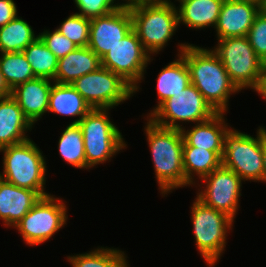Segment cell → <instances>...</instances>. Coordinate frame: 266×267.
Here are the masks:
<instances>
[{
	"mask_svg": "<svg viewBox=\"0 0 266 267\" xmlns=\"http://www.w3.org/2000/svg\"><path fill=\"white\" fill-rule=\"evenodd\" d=\"M180 51L189 68L191 84L217 113H224L230 94L239 90L230 80L219 57L211 50L192 44H181Z\"/></svg>",
	"mask_w": 266,
	"mask_h": 267,
	"instance_id": "1",
	"label": "cell"
},
{
	"mask_svg": "<svg viewBox=\"0 0 266 267\" xmlns=\"http://www.w3.org/2000/svg\"><path fill=\"white\" fill-rule=\"evenodd\" d=\"M145 129L162 193L185 186L182 131L156 125L150 119Z\"/></svg>",
	"mask_w": 266,
	"mask_h": 267,
	"instance_id": "2",
	"label": "cell"
},
{
	"mask_svg": "<svg viewBox=\"0 0 266 267\" xmlns=\"http://www.w3.org/2000/svg\"><path fill=\"white\" fill-rule=\"evenodd\" d=\"M3 151V174L0 178L17 187L36 191L41 197L44 192L46 163L41 151L27 139L24 142L0 149Z\"/></svg>",
	"mask_w": 266,
	"mask_h": 267,
	"instance_id": "3",
	"label": "cell"
},
{
	"mask_svg": "<svg viewBox=\"0 0 266 267\" xmlns=\"http://www.w3.org/2000/svg\"><path fill=\"white\" fill-rule=\"evenodd\" d=\"M212 50L224 65L232 83L238 90L250 87L257 90L266 64L255 54L247 36L218 39Z\"/></svg>",
	"mask_w": 266,
	"mask_h": 267,
	"instance_id": "4",
	"label": "cell"
},
{
	"mask_svg": "<svg viewBox=\"0 0 266 267\" xmlns=\"http://www.w3.org/2000/svg\"><path fill=\"white\" fill-rule=\"evenodd\" d=\"M107 109H91L78 123L82 130L86 168L108 160L124 144L118 128L112 124Z\"/></svg>",
	"mask_w": 266,
	"mask_h": 267,
	"instance_id": "5",
	"label": "cell"
},
{
	"mask_svg": "<svg viewBox=\"0 0 266 267\" xmlns=\"http://www.w3.org/2000/svg\"><path fill=\"white\" fill-rule=\"evenodd\" d=\"M263 128L257 139L230 130L224 137L222 166L235 172L242 180L261 181L263 177Z\"/></svg>",
	"mask_w": 266,
	"mask_h": 267,
	"instance_id": "6",
	"label": "cell"
},
{
	"mask_svg": "<svg viewBox=\"0 0 266 267\" xmlns=\"http://www.w3.org/2000/svg\"><path fill=\"white\" fill-rule=\"evenodd\" d=\"M130 12L132 29L150 54L160 51L179 26L178 11L172 3L141 6Z\"/></svg>",
	"mask_w": 266,
	"mask_h": 267,
	"instance_id": "7",
	"label": "cell"
},
{
	"mask_svg": "<svg viewBox=\"0 0 266 267\" xmlns=\"http://www.w3.org/2000/svg\"><path fill=\"white\" fill-rule=\"evenodd\" d=\"M192 221L198 250L212 267L224 250L227 228H231L233 219L196 198L192 206Z\"/></svg>",
	"mask_w": 266,
	"mask_h": 267,
	"instance_id": "8",
	"label": "cell"
},
{
	"mask_svg": "<svg viewBox=\"0 0 266 267\" xmlns=\"http://www.w3.org/2000/svg\"><path fill=\"white\" fill-rule=\"evenodd\" d=\"M217 112L205 100L197 88L190 84L182 92L168 98L153 110L150 120L156 125L182 130L177 121L198 123L212 118ZM170 120V121H167ZM177 120V121H176Z\"/></svg>",
	"mask_w": 266,
	"mask_h": 267,
	"instance_id": "9",
	"label": "cell"
},
{
	"mask_svg": "<svg viewBox=\"0 0 266 267\" xmlns=\"http://www.w3.org/2000/svg\"><path fill=\"white\" fill-rule=\"evenodd\" d=\"M92 109H110L129 99L134 89L119 75L100 67L71 84Z\"/></svg>",
	"mask_w": 266,
	"mask_h": 267,
	"instance_id": "10",
	"label": "cell"
},
{
	"mask_svg": "<svg viewBox=\"0 0 266 267\" xmlns=\"http://www.w3.org/2000/svg\"><path fill=\"white\" fill-rule=\"evenodd\" d=\"M56 200L51 195L41 197L14 226L27 244L37 245L47 241L66 224V206Z\"/></svg>",
	"mask_w": 266,
	"mask_h": 267,
	"instance_id": "11",
	"label": "cell"
},
{
	"mask_svg": "<svg viewBox=\"0 0 266 267\" xmlns=\"http://www.w3.org/2000/svg\"><path fill=\"white\" fill-rule=\"evenodd\" d=\"M149 60L148 52L132 29L101 58V66L119 75L136 92Z\"/></svg>",
	"mask_w": 266,
	"mask_h": 267,
	"instance_id": "12",
	"label": "cell"
},
{
	"mask_svg": "<svg viewBox=\"0 0 266 267\" xmlns=\"http://www.w3.org/2000/svg\"><path fill=\"white\" fill-rule=\"evenodd\" d=\"M206 182L204 192L198 193L197 199L206 206L227 214L234 219L238 208V198L242 179L232 170L220 166L203 177Z\"/></svg>",
	"mask_w": 266,
	"mask_h": 267,
	"instance_id": "13",
	"label": "cell"
},
{
	"mask_svg": "<svg viewBox=\"0 0 266 267\" xmlns=\"http://www.w3.org/2000/svg\"><path fill=\"white\" fill-rule=\"evenodd\" d=\"M131 30V12L120 7L109 14L90 19L88 47L102 58Z\"/></svg>",
	"mask_w": 266,
	"mask_h": 267,
	"instance_id": "14",
	"label": "cell"
},
{
	"mask_svg": "<svg viewBox=\"0 0 266 267\" xmlns=\"http://www.w3.org/2000/svg\"><path fill=\"white\" fill-rule=\"evenodd\" d=\"M258 13L259 5L254 2L224 0L215 27L218 38L247 36Z\"/></svg>",
	"mask_w": 266,
	"mask_h": 267,
	"instance_id": "15",
	"label": "cell"
},
{
	"mask_svg": "<svg viewBox=\"0 0 266 267\" xmlns=\"http://www.w3.org/2000/svg\"><path fill=\"white\" fill-rule=\"evenodd\" d=\"M50 81L36 77L11 90L12 98L32 125L48 111L49 94L53 85Z\"/></svg>",
	"mask_w": 266,
	"mask_h": 267,
	"instance_id": "16",
	"label": "cell"
},
{
	"mask_svg": "<svg viewBox=\"0 0 266 267\" xmlns=\"http://www.w3.org/2000/svg\"><path fill=\"white\" fill-rule=\"evenodd\" d=\"M33 190L17 187L0 178V218L9 226H15L40 200Z\"/></svg>",
	"mask_w": 266,
	"mask_h": 267,
	"instance_id": "17",
	"label": "cell"
},
{
	"mask_svg": "<svg viewBox=\"0 0 266 267\" xmlns=\"http://www.w3.org/2000/svg\"><path fill=\"white\" fill-rule=\"evenodd\" d=\"M223 119V113H217L212 118L198 123L187 132L182 129L183 147H197L214 151L220 158L223 154L224 137L229 131ZM224 124V125H223Z\"/></svg>",
	"mask_w": 266,
	"mask_h": 267,
	"instance_id": "18",
	"label": "cell"
},
{
	"mask_svg": "<svg viewBox=\"0 0 266 267\" xmlns=\"http://www.w3.org/2000/svg\"><path fill=\"white\" fill-rule=\"evenodd\" d=\"M31 127L32 124L11 95L0 98V149L29 139L24 131Z\"/></svg>",
	"mask_w": 266,
	"mask_h": 267,
	"instance_id": "19",
	"label": "cell"
},
{
	"mask_svg": "<svg viewBox=\"0 0 266 267\" xmlns=\"http://www.w3.org/2000/svg\"><path fill=\"white\" fill-rule=\"evenodd\" d=\"M101 67V58L88 46L77 47L65 57L58 59V68L54 82L72 84L76 79L97 71Z\"/></svg>",
	"mask_w": 266,
	"mask_h": 267,
	"instance_id": "20",
	"label": "cell"
},
{
	"mask_svg": "<svg viewBox=\"0 0 266 267\" xmlns=\"http://www.w3.org/2000/svg\"><path fill=\"white\" fill-rule=\"evenodd\" d=\"M224 0H182L178 13V23L199 29L216 27Z\"/></svg>",
	"mask_w": 266,
	"mask_h": 267,
	"instance_id": "21",
	"label": "cell"
},
{
	"mask_svg": "<svg viewBox=\"0 0 266 267\" xmlns=\"http://www.w3.org/2000/svg\"><path fill=\"white\" fill-rule=\"evenodd\" d=\"M54 83L49 94L48 112L81 116L72 122V124H78L92 108L71 84Z\"/></svg>",
	"mask_w": 266,
	"mask_h": 267,
	"instance_id": "22",
	"label": "cell"
},
{
	"mask_svg": "<svg viewBox=\"0 0 266 267\" xmlns=\"http://www.w3.org/2000/svg\"><path fill=\"white\" fill-rule=\"evenodd\" d=\"M191 84L189 68L185 59L179 54V59L171 62L159 73L157 91L160 101L158 106L178 92H182Z\"/></svg>",
	"mask_w": 266,
	"mask_h": 267,
	"instance_id": "23",
	"label": "cell"
},
{
	"mask_svg": "<svg viewBox=\"0 0 266 267\" xmlns=\"http://www.w3.org/2000/svg\"><path fill=\"white\" fill-rule=\"evenodd\" d=\"M222 165V159L214 152L197 147H183L185 185L193 184L192 173L199 178L209 175Z\"/></svg>",
	"mask_w": 266,
	"mask_h": 267,
	"instance_id": "24",
	"label": "cell"
},
{
	"mask_svg": "<svg viewBox=\"0 0 266 267\" xmlns=\"http://www.w3.org/2000/svg\"><path fill=\"white\" fill-rule=\"evenodd\" d=\"M37 38L31 26L16 16L5 26L0 27V51L1 53L24 51Z\"/></svg>",
	"mask_w": 266,
	"mask_h": 267,
	"instance_id": "25",
	"label": "cell"
},
{
	"mask_svg": "<svg viewBox=\"0 0 266 267\" xmlns=\"http://www.w3.org/2000/svg\"><path fill=\"white\" fill-rule=\"evenodd\" d=\"M23 53L30 63L35 77L54 80L58 68V58L39 37L29 44Z\"/></svg>",
	"mask_w": 266,
	"mask_h": 267,
	"instance_id": "26",
	"label": "cell"
},
{
	"mask_svg": "<svg viewBox=\"0 0 266 267\" xmlns=\"http://www.w3.org/2000/svg\"><path fill=\"white\" fill-rule=\"evenodd\" d=\"M1 55L0 69L11 90L21 83L36 78L23 51L5 52Z\"/></svg>",
	"mask_w": 266,
	"mask_h": 267,
	"instance_id": "27",
	"label": "cell"
},
{
	"mask_svg": "<svg viewBox=\"0 0 266 267\" xmlns=\"http://www.w3.org/2000/svg\"><path fill=\"white\" fill-rule=\"evenodd\" d=\"M62 158L77 168H86L83 134L78 124H69L59 139Z\"/></svg>",
	"mask_w": 266,
	"mask_h": 267,
	"instance_id": "28",
	"label": "cell"
},
{
	"mask_svg": "<svg viewBox=\"0 0 266 267\" xmlns=\"http://www.w3.org/2000/svg\"><path fill=\"white\" fill-rule=\"evenodd\" d=\"M126 257L117 249H96L90 253L71 256L72 267H127Z\"/></svg>",
	"mask_w": 266,
	"mask_h": 267,
	"instance_id": "29",
	"label": "cell"
},
{
	"mask_svg": "<svg viewBox=\"0 0 266 267\" xmlns=\"http://www.w3.org/2000/svg\"><path fill=\"white\" fill-rule=\"evenodd\" d=\"M57 30L78 47L89 44L90 19L81 14L70 15Z\"/></svg>",
	"mask_w": 266,
	"mask_h": 267,
	"instance_id": "30",
	"label": "cell"
},
{
	"mask_svg": "<svg viewBox=\"0 0 266 267\" xmlns=\"http://www.w3.org/2000/svg\"><path fill=\"white\" fill-rule=\"evenodd\" d=\"M250 45L255 54L266 64V16L260 12L247 34Z\"/></svg>",
	"mask_w": 266,
	"mask_h": 267,
	"instance_id": "31",
	"label": "cell"
},
{
	"mask_svg": "<svg viewBox=\"0 0 266 267\" xmlns=\"http://www.w3.org/2000/svg\"><path fill=\"white\" fill-rule=\"evenodd\" d=\"M38 37L43 41L49 50L58 58L65 57L71 51H74L78 46L62 35L57 29L53 33L44 31Z\"/></svg>",
	"mask_w": 266,
	"mask_h": 267,
	"instance_id": "32",
	"label": "cell"
},
{
	"mask_svg": "<svg viewBox=\"0 0 266 267\" xmlns=\"http://www.w3.org/2000/svg\"><path fill=\"white\" fill-rule=\"evenodd\" d=\"M80 13L87 19L104 16L120 8L119 4H114V0H74Z\"/></svg>",
	"mask_w": 266,
	"mask_h": 267,
	"instance_id": "33",
	"label": "cell"
},
{
	"mask_svg": "<svg viewBox=\"0 0 266 267\" xmlns=\"http://www.w3.org/2000/svg\"><path fill=\"white\" fill-rule=\"evenodd\" d=\"M17 16V8L13 0H0V27L5 26Z\"/></svg>",
	"mask_w": 266,
	"mask_h": 267,
	"instance_id": "34",
	"label": "cell"
},
{
	"mask_svg": "<svg viewBox=\"0 0 266 267\" xmlns=\"http://www.w3.org/2000/svg\"><path fill=\"white\" fill-rule=\"evenodd\" d=\"M160 3V0H128L127 3L120 4V7L126 10H132L141 6L156 5Z\"/></svg>",
	"mask_w": 266,
	"mask_h": 267,
	"instance_id": "35",
	"label": "cell"
},
{
	"mask_svg": "<svg viewBox=\"0 0 266 267\" xmlns=\"http://www.w3.org/2000/svg\"><path fill=\"white\" fill-rule=\"evenodd\" d=\"M11 95V89L8 87L4 80L3 74L0 69V98H5Z\"/></svg>",
	"mask_w": 266,
	"mask_h": 267,
	"instance_id": "36",
	"label": "cell"
},
{
	"mask_svg": "<svg viewBox=\"0 0 266 267\" xmlns=\"http://www.w3.org/2000/svg\"><path fill=\"white\" fill-rule=\"evenodd\" d=\"M263 177L262 181H266V130L263 128Z\"/></svg>",
	"mask_w": 266,
	"mask_h": 267,
	"instance_id": "37",
	"label": "cell"
},
{
	"mask_svg": "<svg viewBox=\"0 0 266 267\" xmlns=\"http://www.w3.org/2000/svg\"><path fill=\"white\" fill-rule=\"evenodd\" d=\"M256 91L266 99V69Z\"/></svg>",
	"mask_w": 266,
	"mask_h": 267,
	"instance_id": "38",
	"label": "cell"
},
{
	"mask_svg": "<svg viewBox=\"0 0 266 267\" xmlns=\"http://www.w3.org/2000/svg\"><path fill=\"white\" fill-rule=\"evenodd\" d=\"M259 12L263 15L266 16V0H263L260 4H259Z\"/></svg>",
	"mask_w": 266,
	"mask_h": 267,
	"instance_id": "39",
	"label": "cell"
},
{
	"mask_svg": "<svg viewBox=\"0 0 266 267\" xmlns=\"http://www.w3.org/2000/svg\"><path fill=\"white\" fill-rule=\"evenodd\" d=\"M242 1H250L259 5L263 0H242Z\"/></svg>",
	"mask_w": 266,
	"mask_h": 267,
	"instance_id": "40",
	"label": "cell"
},
{
	"mask_svg": "<svg viewBox=\"0 0 266 267\" xmlns=\"http://www.w3.org/2000/svg\"><path fill=\"white\" fill-rule=\"evenodd\" d=\"M162 4H171V2H169L168 0H160ZM182 0H179V2Z\"/></svg>",
	"mask_w": 266,
	"mask_h": 267,
	"instance_id": "41",
	"label": "cell"
}]
</instances>
